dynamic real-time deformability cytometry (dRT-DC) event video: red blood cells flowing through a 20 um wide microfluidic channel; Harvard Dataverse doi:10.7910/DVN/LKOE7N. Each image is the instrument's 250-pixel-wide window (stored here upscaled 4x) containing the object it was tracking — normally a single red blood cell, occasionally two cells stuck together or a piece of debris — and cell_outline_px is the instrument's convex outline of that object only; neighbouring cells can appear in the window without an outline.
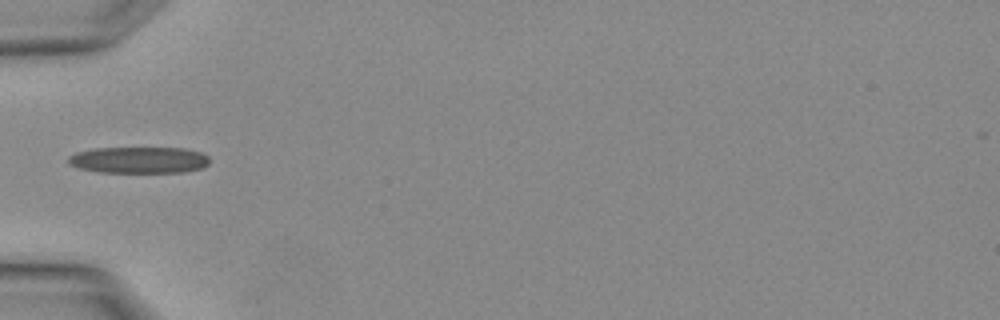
{"species": "Egyptian fruit bat (a non-hibernating species)", "species_latin": "Rousettus aegyptiacus", "temperature_condition": "warm", "stored_images_in_passage": 1, "camera_frame_rate_fps": 3000, "um_per_image_px": 0.085, "animal": {"sex": "female"}, "frame": {"image": 1, "passage_image": 1, "time_ms": 0.0, "image_size_px": [1000, 320], "cell_outline_px": [[208, 164], [204, 168], [184, 172], [100, 172], [80, 168], [68, 164], [68, 156], [76, 152], [92, 148], [184, 148], [200, 152], [208, 156]], "centroid_in_image_um": [11.81, 13.6], "position_along_channel_um": 73.2, "area_um2": 21.85}}